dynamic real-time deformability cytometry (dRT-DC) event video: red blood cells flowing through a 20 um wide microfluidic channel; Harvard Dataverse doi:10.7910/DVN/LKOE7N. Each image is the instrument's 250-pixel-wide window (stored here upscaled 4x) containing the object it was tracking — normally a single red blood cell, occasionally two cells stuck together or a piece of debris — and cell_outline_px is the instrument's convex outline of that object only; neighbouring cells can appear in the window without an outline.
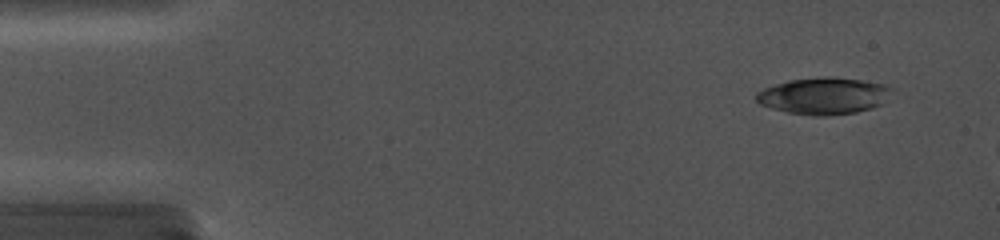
{"species": "common noctule bat (a hibernating species)", "species_latin": "Nyctalus noctula", "temperature_condition": "cold", "stored_images_in_passage": 10, "camera_frame_rate_fps": 5000, "um_per_image_px": 0.085, "animal": {"sex": "female", "body_mass_g": 19.0, "forearm_length_mm": 56.7}, "frame": {"image": 1, "passage_image": 1, "time_ms": 0.0, "image_size_px": [1000, 240], "cell_outline_px": [[896, 88], [884, 104], [872, 108], [856, 112], [824, 116], [816, 116], [788, 112], [772, 108], [760, 104], [756, 100], [756, 92], [764, 88], [788, 80], [824, 76], [832, 76], [860, 80], [884, 84]], "centroid_in_image_um": [70.08, 8.14], "position_along_channel_um": 14.9, "area_um2": 29.3}}